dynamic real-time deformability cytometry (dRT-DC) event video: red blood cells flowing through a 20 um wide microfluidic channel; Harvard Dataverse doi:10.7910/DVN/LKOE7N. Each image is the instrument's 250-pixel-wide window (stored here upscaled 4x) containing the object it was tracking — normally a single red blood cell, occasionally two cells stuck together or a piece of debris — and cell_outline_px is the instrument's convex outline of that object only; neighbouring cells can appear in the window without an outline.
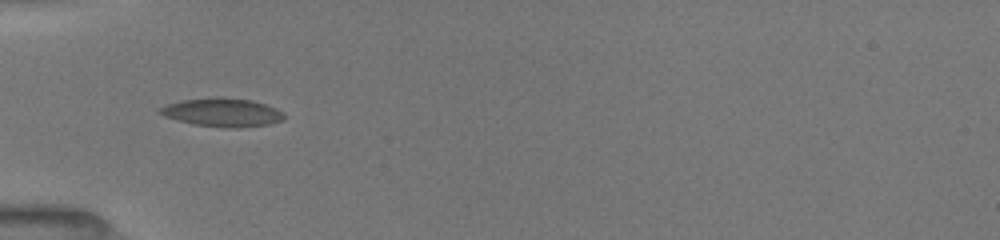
{"species": "common noctule bat (a hibernating species)", "species_latin": "Nyctalus noctula", "temperature_condition": "room temperature", "stored_images_in_passage": 23, "camera_frame_rate_fps": 3000, "um_per_image_px": 0.085, "animal": {"sex": "female", "body_mass_g": 19.5, "forearm_length_mm": 54.1}, "frame": {"image": 1, "passage_image": 2, "time_ms": 0.333, "image_size_px": [1000, 240], "cell_outline_px": [[284, 120], [268, 124], [236, 128], [224, 128], [196, 124], [176, 120], [164, 116], [156, 112], [160, 108], [168, 104], [184, 100], [220, 96], [252, 100], [276, 108], [284, 112]], "centroid_in_image_um": [18.91, 9.55], "position_along_channel_um": 66.1, "area_um2": 20.63}}
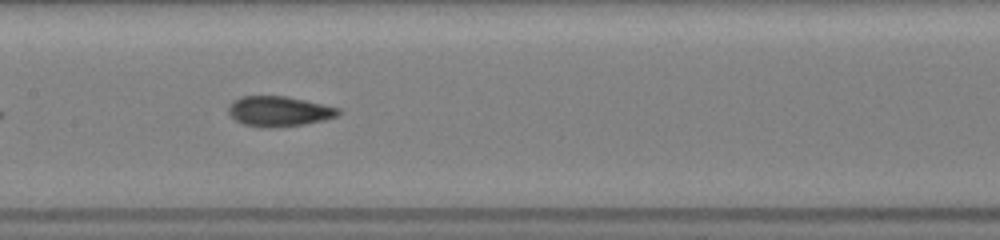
{"frame": {"image": 2, "passage_image": 11, "time_ms": 3.333, "image_size_px": [1000, 240], "cell_outline_px": [[340, 112], [336, 116], [324, 120], [304, 124], [272, 128], [264, 128], [244, 124], [236, 120], [228, 112], [228, 108], [232, 100], [240, 96], [288, 96], [340, 108]], "centroid_in_image_um": [23.7, 9.45], "position_along_channel_um": 183.7, "area_um2": 19.36}}
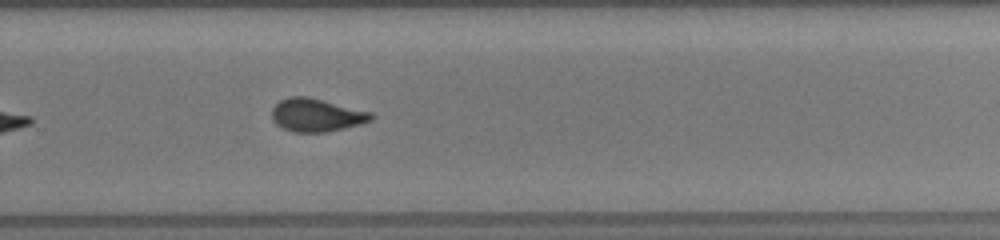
{"frame": {"image": 3, "passage_image": 20, "time_ms": 6.333, "image_size_px": [1000, 240], "cell_outline_px": [[376, 116], [372, 120], [360, 124], [324, 132], [292, 132], [276, 124], [272, 120], [272, 108], [280, 100], [288, 96], [308, 96], [372, 112]], "centroid_in_image_um": [26.9, 9.77], "position_along_channel_um": 302.9, "area_um2": 19.19}}